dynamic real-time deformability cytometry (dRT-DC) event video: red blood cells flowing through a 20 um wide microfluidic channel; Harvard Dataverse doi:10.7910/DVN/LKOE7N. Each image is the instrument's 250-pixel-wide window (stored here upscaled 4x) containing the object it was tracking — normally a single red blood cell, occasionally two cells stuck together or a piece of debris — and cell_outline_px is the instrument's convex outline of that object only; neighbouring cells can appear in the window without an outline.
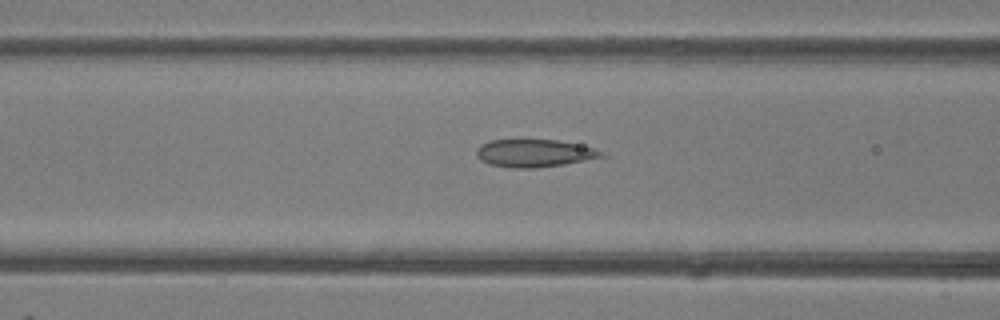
{"species": "common noctule bat (a hibernating species)", "species_latin": "Nyctalus noctula", "temperature_condition": "room temperature", "stored_images_in_passage": 37, "camera_frame_rate_fps": 3000, "um_per_image_px": 0.085, "animal": {"sex": "female"}, "frame": {"image": 1, "passage_image": 8, "time_ms": 2.333, "image_size_px": [1000, 320], "cell_outline_px": [[608, 156], [564, 164], [536, 168], [516, 168], [488, 164], [480, 160], [476, 156], [476, 148], [480, 144], [492, 140], [556, 140], [576, 144], [608, 152]], "centroid_in_image_um": [45.42, 13.02], "position_along_channel_um": 121.2, "area_um2": 20.23}}
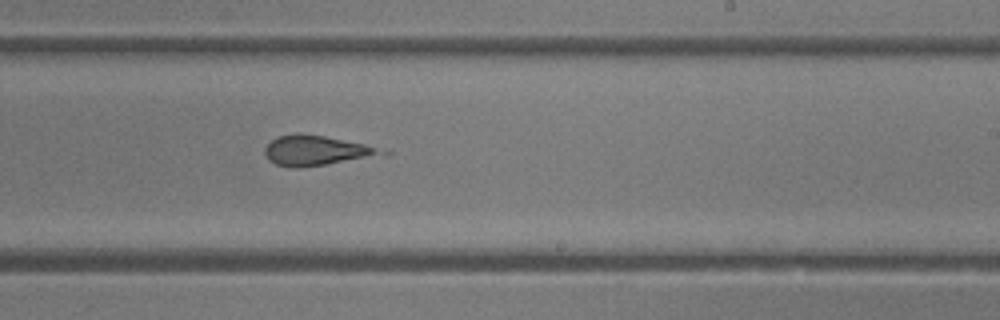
{"frame": {"image": 2, "passage_image": 18, "time_ms": 5.667, "image_size_px": [1000, 320], "cell_outline_px": [[372, 152], [364, 156], [324, 164], [300, 168], [296, 168], [276, 164], [268, 160], [264, 152], [264, 148], [272, 140], [280, 136], [296, 132], [300, 132], [324, 136], [364, 144], [372, 148]], "centroid_in_image_um": [26.52, 12.76], "position_along_channel_um": 262.5, "area_um2": 18.9}}
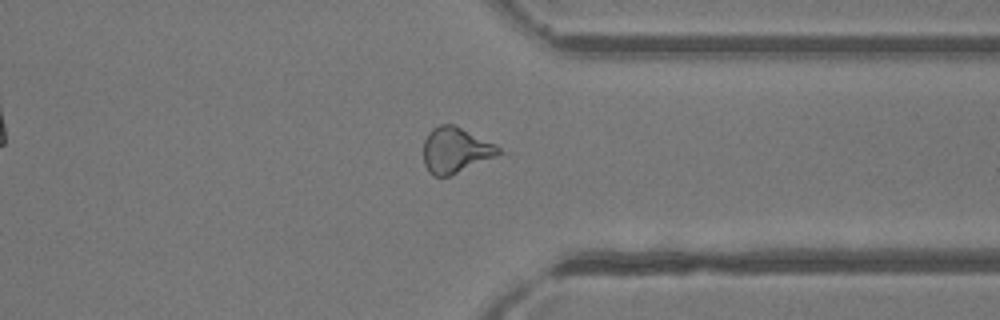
{"frame": {"image": 3, "passage_image": 26, "time_ms": 8.333, "image_size_px": [1000, 320], "cell_outline_px": [[500, 152], [496, 156], [452, 176], [432, 176], [428, 172], [424, 164], [424, 140], [428, 132], [432, 128], [440, 124], [456, 124], [500, 148]], "centroid_in_image_um": [38.67, 12.77], "position_along_channel_um": 372.7, "area_um2": 20.0}, "authors_computed_cell_mechanics": {"area_um2": 20.4034, "velocity_mm_per_s": 4.2447, "shape_relaxation_time_tau1_ms": null, "shape_relaxation_time_tau2_ms": 1.0099, "deformation_change_tau1": null, "deformation_change_tau2": 0.083}}